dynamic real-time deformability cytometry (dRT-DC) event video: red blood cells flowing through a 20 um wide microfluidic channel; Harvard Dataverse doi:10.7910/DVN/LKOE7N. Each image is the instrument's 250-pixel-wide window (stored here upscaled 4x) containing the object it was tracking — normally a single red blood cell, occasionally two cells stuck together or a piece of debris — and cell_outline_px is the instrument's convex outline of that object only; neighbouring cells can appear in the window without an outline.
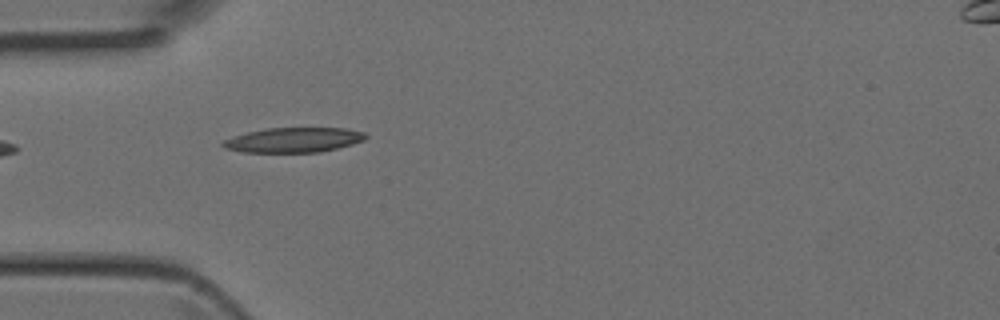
{"species": "Egyptian fruit bat (a non-hibernating species)", "species_latin": "Rousettus aegyptiacus", "temperature_condition": "room temperature", "stored_images_in_passage": 2, "camera_frame_rate_fps": 3000, "um_per_image_px": 0.085, "animal": {"sex": "female"}, "frame": {"image": 1, "passage_image": 1, "time_ms": 0.0, "image_size_px": [1000, 320], "cell_outline_px": [[368, 136], [364, 140], [352, 144], [320, 152], [244, 152], [224, 148], [220, 144], [224, 140], [248, 132], [268, 128], [344, 128], [364, 132]], "centroid_in_image_um": [24.97, 11.9], "position_along_channel_um": 60.0, "area_um2": 20.46}}
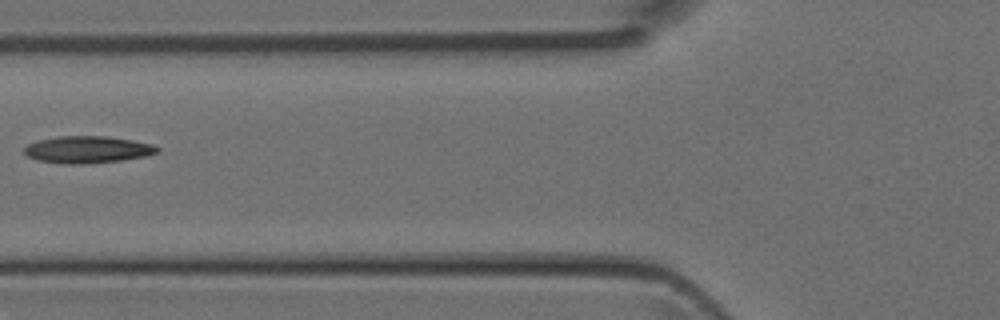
{"frame": {"image": 2, "passage_image": 2, "time_ms": 0.333, "image_size_px": [1000, 320], "cell_outline_px": [[160, 152], [144, 156], [120, 160], [80, 164], [64, 164], [36, 160], [28, 156], [24, 152], [24, 148], [28, 144], [40, 140], [56, 136], [104, 136], [132, 140], [152, 144], [160, 148]], "centroid_in_image_um": [7.43, 12.71], "position_along_channel_um": 118.4, "area_um2": 20.81}}